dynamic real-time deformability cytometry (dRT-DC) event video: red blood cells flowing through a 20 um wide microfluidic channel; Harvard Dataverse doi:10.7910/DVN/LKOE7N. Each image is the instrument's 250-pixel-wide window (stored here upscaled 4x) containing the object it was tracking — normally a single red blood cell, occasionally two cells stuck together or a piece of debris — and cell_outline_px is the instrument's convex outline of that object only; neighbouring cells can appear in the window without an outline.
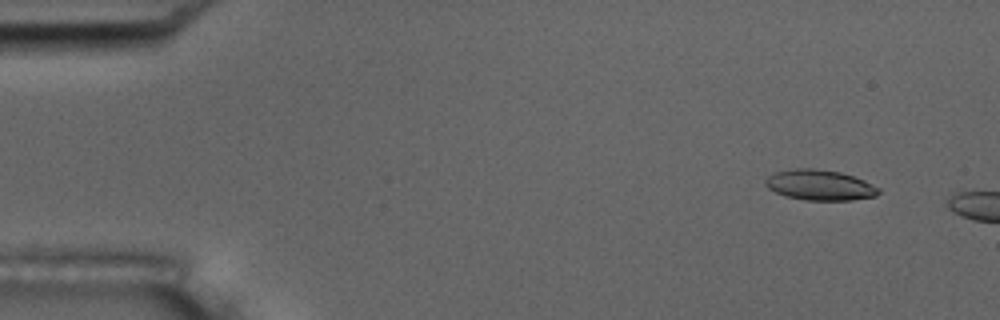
{"species": "common noctule bat (a hibernating species)", "species_latin": "Nyctalus noctula", "temperature_condition": "room temperature", "stored_images_in_passage": 8, "camera_frame_rate_fps": 3000, "um_per_image_px": 0.085, "animal": {"sex": "male", "body_mass_g": 17.5, "forearm_length_mm": 52.3}, "frame": {"image": 1, "passage_image": 4, "time_ms": 1.0, "image_size_px": [1000, 320], "cell_outline_px": [[880, 192], [876, 196], [852, 200], [808, 200], [784, 196], [768, 188], [764, 184], [764, 180], [768, 176], [776, 172], [796, 168], [812, 168], [840, 172], [864, 180], [880, 188]], "centroid_in_image_um": [69.68, 15.73], "position_along_channel_um": 15.3, "area_um2": 20.06}}